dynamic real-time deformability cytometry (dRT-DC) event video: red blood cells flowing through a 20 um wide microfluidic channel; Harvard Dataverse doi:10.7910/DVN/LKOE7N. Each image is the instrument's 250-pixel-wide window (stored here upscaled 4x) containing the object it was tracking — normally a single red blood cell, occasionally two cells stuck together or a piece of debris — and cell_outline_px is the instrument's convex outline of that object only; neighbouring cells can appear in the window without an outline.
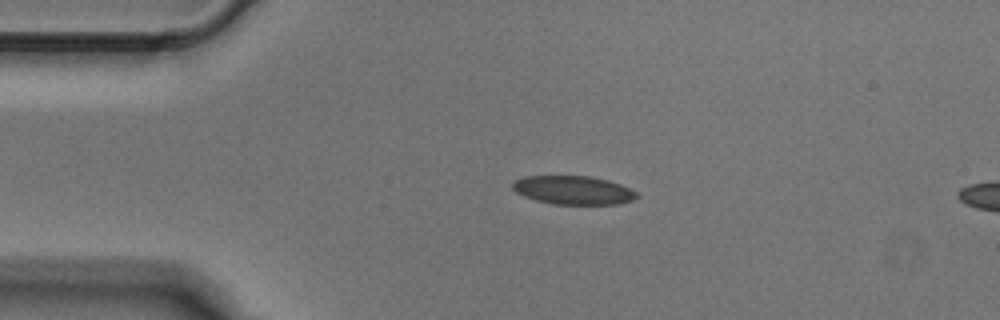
{"species": "Egyptian fruit bat (a non-hibernating species)", "species_latin": "Rousettus aegyptiacus", "temperature_condition": "cold", "stored_images_in_passage": 4, "camera_frame_rate_fps": 3000, "um_per_image_px": 0.085, "animal": {"sex": "male"}, "frame": {"image": 1, "passage_image": 3, "time_ms": 0.667, "image_size_px": [1000, 320], "cell_outline_px": [[640, 196], [632, 200], [620, 204], [552, 204], [536, 200], [524, 196], [516, 192], [512, 188], [512, 184], [516, 180], [524, 176], [588, 176], [608, 180], [620, 184], [636, 192]], "centroid_in_image_um": [48.73, 16.16], "position_along_channel_um": 36.3, "area_um2": 20.63}}